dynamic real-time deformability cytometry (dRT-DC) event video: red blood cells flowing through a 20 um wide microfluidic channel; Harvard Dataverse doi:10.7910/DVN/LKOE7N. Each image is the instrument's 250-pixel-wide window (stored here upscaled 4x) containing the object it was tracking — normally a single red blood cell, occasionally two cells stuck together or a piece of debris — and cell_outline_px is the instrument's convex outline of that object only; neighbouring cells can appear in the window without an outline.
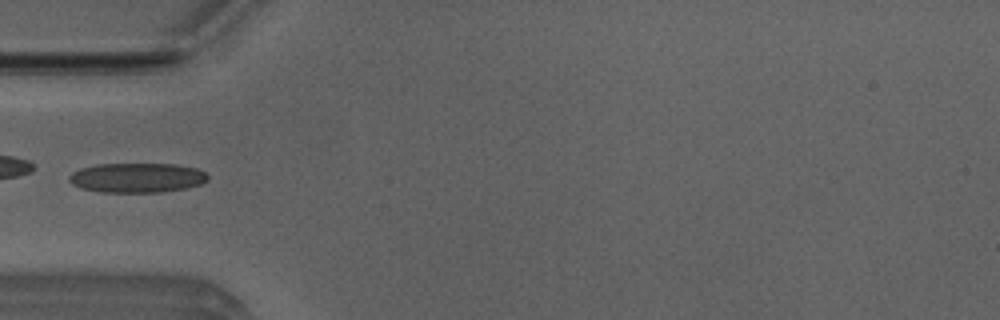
{"species": "Egyptian fruit bat (a non-hibernating species)", "species_latin": "Rousettus aegyptiacus", "temperature_condition": "room temperature", "stored_images_in_passage": 5, "camera_frame_rate_fps": 3000, "um_per_image_px": 0.085, "animal": {"sex": "male"}, "frame": {"image": 1, "passage_image": 5, "time_ms": 1.333, "image_size_px": [1000, 320], "cell_outline_px": [[208, 180], [200, 184], [188, 188], [164, 192], [100, 192], [80, 188], [72, 184], [68, 180], [68, 176], [72, 172], [80, 168], [96, 164], [176, 164], [196, 168], [204, 172], [208, 176]], "centroid_in_image_um": [11.63, 15.11], "position_along_channel_um": 73.4, "area_um2": 24.16}}